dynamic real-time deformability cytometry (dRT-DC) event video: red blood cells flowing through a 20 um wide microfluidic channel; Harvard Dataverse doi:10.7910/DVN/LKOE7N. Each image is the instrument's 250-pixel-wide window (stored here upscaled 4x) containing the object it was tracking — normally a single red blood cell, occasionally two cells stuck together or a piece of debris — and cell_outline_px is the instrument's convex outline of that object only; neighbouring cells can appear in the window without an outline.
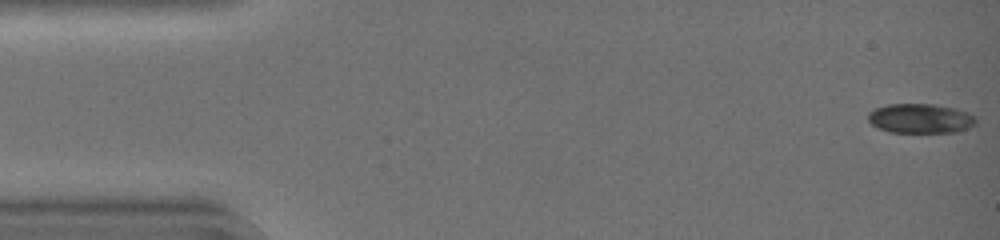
{"species": "common noctule bat (a hibernating species)", "species_latin": "Nyctalus noctula", "temperature_condition": "warm", "stored_images_in_passage": 44, "camera_frame_rate_fps": 3000, "um_per_image_px": 0.085, "animal": {"sex": "female", "body_mass_g": 19.0, "forearm_length_mm": 51.5}, "frame": {"image": 1, "passage_image": 1, "time_ms": 0.0, "image_size_px": [1000, 240], "cell_outline_px": [[976, 124], [956, 132], [888, 132], [876, 128], [868, 120], [868, 112], [876, 108], [888, 104], [936, 104], [956, 108], [976, 116]], "centroid_in_image_um": [78.22, 10.06], "position_along_channel_um": 6.8, "area_um2": 18.67}}
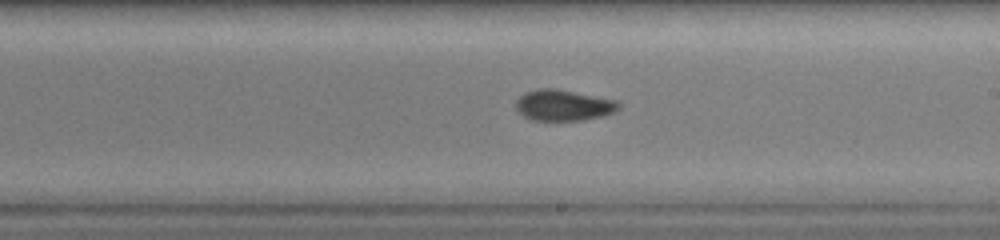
{"frame": {"image": 2, "passage_image": 26, "time_ms": 8.333, "image_size_px": [1000, 240], "cell_outline_px": [[620, 108], [616, 112], [604, 116], [584, 120], [532, 120], [516, 112], [516, 100], [524, 92], [540, 88], [556, 88], [616, 100], [620, 104]], "centroid_in_image_um": [47.89, 8.95], "position_along_channel_um": 241.1, "area_um2": 18.79}}
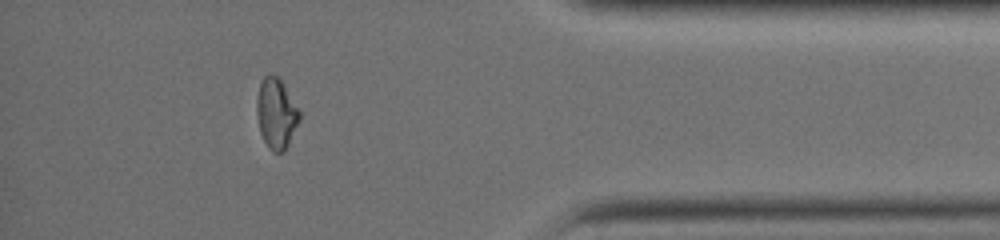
{"frame": {"image": 3, "passage_image": 39, "time_ms": 12.667, "image_size_px": [1000, 240], "cell_outline_px": [[300, 120], [284, 152], [272, 152], [268, 148], [260, 132], [256, 112], [256, 100], [260, 84], [264, 76], [268, 72], [272, 72], [280, 80], [300, 112]], "centroid_in_image_um": [23.46, 9.65], "position_along_channel_um": 411.7, "area_um2": 17.4}, "authors_computed_cell_mechanics": {"area_um2": 18.3226, "velocity_mm_per_s": 4.418, "shape_relaxation_time_tau1_ms": 6.0753, "shape_relaxation_time_tau2_ms": 1.1482, "deformation_change_tau1": 0.2399, "deformation_change_tau2": 0.0501}}